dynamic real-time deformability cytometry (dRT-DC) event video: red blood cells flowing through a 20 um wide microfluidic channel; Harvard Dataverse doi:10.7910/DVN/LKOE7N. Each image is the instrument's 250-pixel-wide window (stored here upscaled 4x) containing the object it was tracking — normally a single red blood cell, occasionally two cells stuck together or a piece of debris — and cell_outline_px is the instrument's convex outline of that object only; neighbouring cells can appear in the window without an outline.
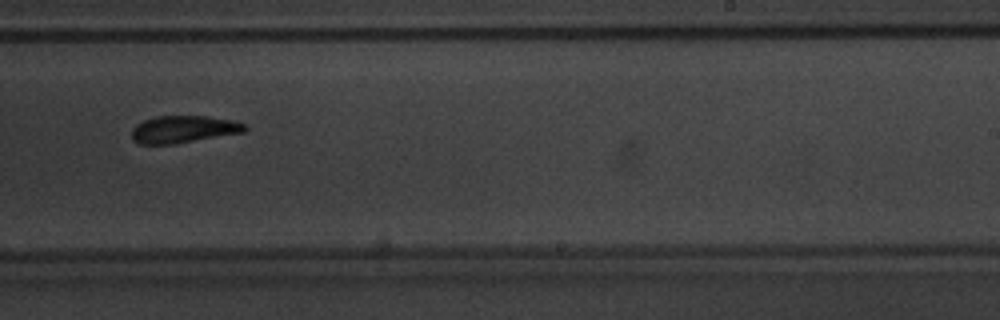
{"species": "common noctule bat (a hibernating species)", "species_latin": "Nyctalus noctula", "temperature_condition": "warm", "stored_images_in_passage": 46, "camera_frame_rate_fps": 3000, "um_per_image_px": 0.085, "animal": {"sex": "male", "body_mass_g": 20.1, "forearm_length_mm": 53.5}, "frame": {"image": 1, "passage_image": 27, "time_ms": 8.667, "image_size_px": [1000, 320], "cell_outline_px": [[248, 128], [244, 132], [176, 144], [140, 144], [132, 140], [132, 128], [136, 124], [144, 120], [156, 116], [208, 116], [236, 120], [244, 124]], "centroid_in_image_um": [15.61, 10.99], "position_along_channel_um": 273.4, "area_um2": 18.15}}
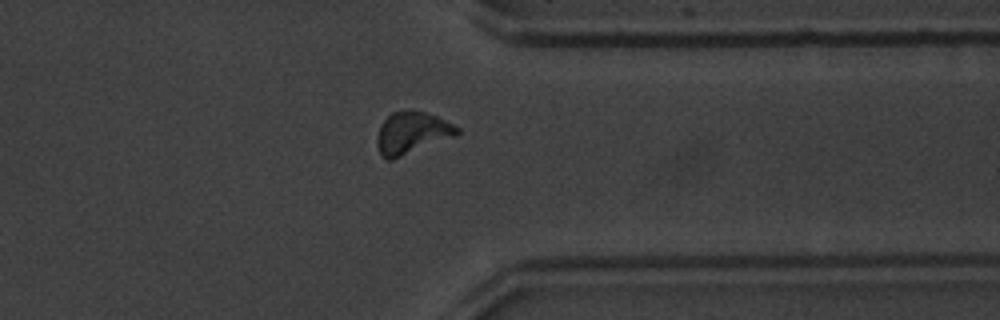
{"frame": {"image": 2, "passage_image": 35, "time_ms": 11.333, "image_size_px": [1000, 320], "cell_outline_px": [[460, 132], [456, 136], [392, 160], [384, 160], [380, 156], [376, 144], [376, 140], [380, 128], [384, 120], [392, 112], [412, 108], [436, 116], [460, 128]], "centroid_in_image_um": [34.99, 11.3], "position_along_channel_um": 376.4, "area_um2": 19.83}}
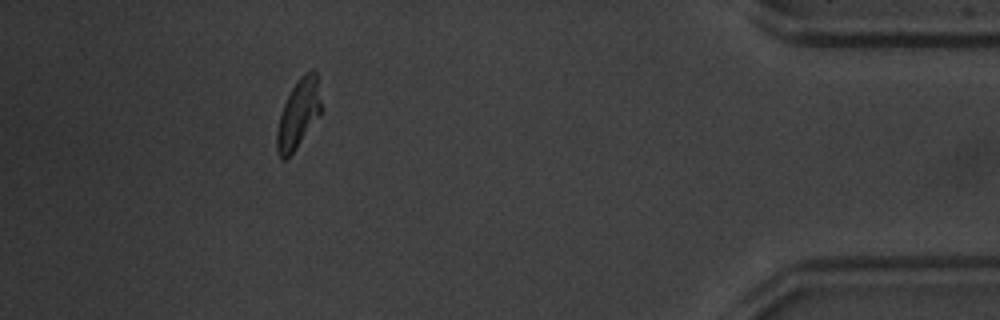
{"frame": {"image": 3, "passage_image": 41, "time_ms": 13.333, "image_size_px": [1000, 320], "cell_outline_px": [[320, 116], [296, 148], [284, 160], [280, 160], [276, 148], [276, 132], [280, 116], [284, 104], [292, 88], [300, 76], [304, 72], [312, 68], [316, 72], [320, 100]], "centroid_in_image_um": [25.35, 9.68], "position_along_channel_um": 409.8, "area_um2": 17.57}, "authors_computed_cell_mechanics": {"area_um2": 18.1492, "velocity_mm_per_s": 3.9481, "shape_relaxation_time_tau1_ms": 4.3002, "shape_relaxation_time_tau2_ms": 3.8657, "deformation_change_tau1": 0.1929, "deformation_change_tau2": 0.1243}}